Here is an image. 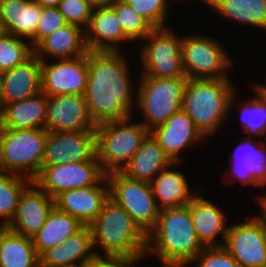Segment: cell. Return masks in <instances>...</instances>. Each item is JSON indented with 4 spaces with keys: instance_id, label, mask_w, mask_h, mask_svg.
<instances>
[{
    "instance_id": "cell-1",
    "label": "cell",
    "mask_w": 266,
    "mask_h": 267,
    "mask_svg": "<svg viewBox=\"0 0 266 267\" xmlns=\"http://www.w3.org/2000/svg\"><path fill=\"white\" fill-rule=\"evenodd\" d=\"M123 55L121 51H88V81L84 96L96 125L133 117L137 96L132 92L134 85L129 72L132 69Z\"/></svg>"
},
{
    "instance_id": "cell-2",
    "label": "cell",
    "mask_w": 266,
    "mask_h": 267,
    "mask_svg": "<svg viewBox=\"0 0 266 267\" xmlns=\"http://www.w3.org/2000/svg\"><path fill=\"white\" fill-rule=\"evenodd\" d=\"M204 248L188 204L162 209L147 234L146 255H156L162 267H186Z\"/></svg>"
},
{
    "instance_id": "cell-3",
    "label": "cell",
    "mask_w": 266,
    "mask_h": 267,
    "mask_svg": "<svg viewBox=\"0 0 266 267\" xmlns=\"http://www.w3.org/2000/svg\"><path fill=\"white\" fill-rule=\"evenodd\" d=\"M232 82L231 79H188L186 83L182 110L207 139L222 130L230 110L236 106L238 88Z\"/></svg>"
},
{
    "instance_id": "cell-4",
    "label": "cell",
    "mask_w": 266,
    "mask_h": 267,
    "mask_svg": "<svg viewBox=\"0 0 266 267\" xmlns=\"http://www.w3.org/2000/svg\"><path fill=\"white\" fill-rule=\"evenodd\" d=\"M89 226L96 254H99L95 249L99 245L103 254L146 255L147 234L110 197Z\"/></svg>"
},
{
    "instance_id": "cell-5",
    "label": "cell",
    "mask_w": 266,
    "mask_h": 267,
    "mask_svg": "<svg viewBox=\"0 0 266 267\" xmlns=\"http://www.w3.org/2000/svg\"><path fill=\"white\" fill-rule=\"evenodd\" d=\"M132 121L130 117L96 126L97 160L106 174L122 171L150 134L141 122Z\"/></svg>"
},
{
    "instance_id": "cell-6",
    "label": "cell",
    "mask_w": 266,
    "mask_h": 267,
    "mask_svg": "<svg viewBox=\"0 0 266 267\" xmlns=\"http://www.w3.org/2000/svg\"><path fill=\"white\" fill-rule=\"evenodd\" d=\"M140 83L134 86L136 106L142 111V124L149 130L162 125L182 109L187 78H157L141 75ZM146 119V120H145Z\"/></svg>"
},
{
    "instance_id": "cell-7",
    "label": "cell",
    "mask_w": 266,
    "mask_h": 267,
    "mask_svg": "<svg viewBox=\"0 0 266 267\" xmlns=\"http://www.w3.org/2000/svg\"><path fill=\"white\" fill-rule=\"evenodd\" d=\"M46 140V129H6L0 144V170L33 181L41 172Z\"/></svg>"
},
{
    "instance_id": "cell-8",
    "label": "cell",
    "mask_w": 266,
    "mask_h": 267,
    "mask_svg": "<svg viewBox=\"0 0 266 267\" xmlns=\"http://www.w3.org/2000/svg\"><path fill=\"white\" fill-rule=\"evenodd\" d=\"M224 47L212 36L183 35L181 54L187 79H230L233 60Z\"/></svg>"
},
{
    "instance_id": "cell-9",
    "label": "cell",
    "mask_w": 266,
    "mask_h": 267,
    "mask_svg": "<svg viewBox=\"0 0 266 267\" xmlns=\"http://www.w3.org/2000/svg\"><path fill=\"white\" fill-rule=\"evenodd\" d=\"M176 30L155 27L144 39L139 50L141 75L157 78H187L183 69L182 36ZM179 36V37H178Z\"/></svg>"
},
{
    "instance_id": "cell-10",
    "label": "cell",
    "mask_w": 266,
    "mask_h": 267,
    "mask_svg": "<svg viewBox=\"0 0 266 267\" xmlns=\"http://www.w3.org/2000/svg\"><path fill=\"white\" fill-rule=\"evenodd\" d=\"M109 197L124 208L146 233L156 225L161 209L150 183L131 179L121 171L106 175Z\"/></svg>"
},
{
    "instance_id": "cell-11",
    "label": "cell",
    "mask_w": 266,
    "mask_h": 267,
    "mask_svg": "<svg viewBox=\"0 0 266 267\" xmlns=\"http://www.w3.org/2000/svg\"><path fill=\"white\" fill-rule=\"evenodd\" d=\"M99 161H84L42 167L33 180L46 194L54 198L59 193L94 185H109Z\"/></svg>"
},
{
    "instance_id": "cell-12",
    "label": "cell",
    "mask_w": 266,
    "mask_h": 267,
    "mask_svg": "<svg viewBox=\"0 0 266 267\" xmlns=\"http://www.w3.org/2000/svg\"><path fill=\"white\" fill-rule=\"evenodd\" d=\"M240 267H266V221L259 214L229 226L223 245Z\"/></svg>"
},
{
    "instance_id": "cell-13",
    "label": "cell",
    "mask_w": 266,
    "mask_h": 267,
    "mask_svg": "<svg viewBox=\"0 0 266 267\" xmlns=\"http://www.w3.org/2000/svg\"><path fill=\"white\" fill-rule=\"evenodd\" d=\"M41 60V91L48 96L84 95L88 81V53L55 62Z\"/></svg>"
},
{
    "instance_id": "cell-14",
    "label": "cell",
    "mask_w": 266,
    "mask_h": 267,
    "mask_svg": "<svg viewBox=\"0 0 266 267\" xmlns=\"http://www.w3.org/2000/svg\"><path fill=\"white\" fill-rule=\"evenodd\" d=\"M98 161L95 131H47L42 167Z\"/></svg>"
},
{
    "instance_id": "cell-15",
    "label": "cell",
    "mask_w": 266,
    "mask_h": 267,
    "mask_svg": "<svg viewBox=\"0 0 266 267\" xmlns=\"http://www.w3.org/2000/svg\"><path fill=\"white\" fill-rule=\"evenodd\" d=\"M84 95L48 96L45 129L49 132L95 131Z\"/></svg>"
},
{
    "instance_id": "cell-16",
    "label": "cell",
    "mask_w": 266,
    "mask_h": 267,
    "mask_svg": "<svg viewBox=\"0 0 266 267\" xmlns=\"http://www.w3.org/2000/svg\"><path fill=\"white\" fill-rule=\"evenodd\" d=\"M54 207V198L32 181L21 193L16 214L7 228L20 235L32 237L43 226Z\"/></svg>"
},
{
    "instance_id": "cell-17",
    "label": "cell",
    "mask_w": 266,
    "mask_h": 267,
    "mask_svg": "<svg viewBox=\"0 0 266 267\" xmlns=\"http://www.w3.org/2000/svg\"><path fill=\"white\" fill-rule=\"evenodd\" d=\"M255 139L251 137H245L238 143V146L234 147L235 151L229 157V160L233 162L230 164V171L225 169V174L231 172V176L239 181L241 185L248 187L264 186L266 189V140L256 143ZM258 144V145H257Z\"/></svg>"
},
{
    "instance_id": "cell-18",
    "label": "cell",
    "mask_w": 266,
    "mask_h": 267,
    "mask_svg": "<svg viewBox=\"0 0 266 267\" xmlns=\"http://www.w3.org/2000/svg\"><path fill=\"white\" fill-rule=\"evenodd\" d=\"M164 153L172 162H181L180 152L191 144L198 145L206 140L195 127L192 119L181 109L171 115L164 124L150 131ZM198 142V143H197Z\"/></svg>"
},
{
    "instance_id": "cell-19",
    "label": "cell",
    "mask_w": 266,
    "mask_h": 267,
    "mask_svg": "<svg viewBox=\"0 0 266 267\" xmlns=\"http://www.w3.org/2000/svg\"><path fill=\"white\" fill-rule=\"evenodd\" d=\"M41 91V60L33 53L13 69L0 73V106Z\"/></svg>"
},
{
    "instance_id": "cell-20",
    "label": "cell",
    "mask_w": 266,
    "mask_h": 267,
    "mask_svg": "<svg viewBox=\"0 0 266 267\" xmlns=\"http://www.w3.org/2000/svg\"><path fill=\"white\" fill-rule=\"evenodd\" d=\"M85 41L88 51L120 52V45L132 40L124 33L114 9L105 5L94 7Z\"/></svg>"
},
{
    "instance_id": "cell-21",
    "label": "cell",
    "mask_w": 266,
    "mask_h": 267,
    "mask_svg": "<svg viewBox=\"0 0 266 267\" xmlns=\"http://www.w3.org/2000/svg\"><path fill=\"white\" fill-rule=\"evenodd\" d=\"M108 198L109 185H94L59 193L54 197V206L78 219L83 225L89 226Z\"/></svg>"
},
{
    "instance_id": "cell-22",
    "label": "cell",
    "mask_w": 266,
    "mask_h": 267,
    "mask_svg": "<svg viewBox=\"0 0 266 267\" xmlns=\"http://www.w3.org/2000/svg\"><path fill=\"white\" fill-rule=\"evenodd\" d=\"M192 214L196 234L205 247L223 246L228 233L229 225L225 213L212 203L211 199H205L199 192L188 203ZM226 222V223H225ZM222 236L221 241L217 237Z\"/></svg>"
},
{
    "instance_id": "cell-23",
    "label": "cell",
    "mask_w": 266,
    "mask_h": 267,
    "mask_svg": "<svg viewBox=\"0 0 266 267\" xmlns=\"http://www.w3.org/2000/svg\"><path fill=\"white\" fill-rule=\"evenodd\" d=\"M87 53L85 30L70 24L46 36L34 47V54L40 60H45V56L56 60L74 59Z\"/></svg>"
},
{
    "instance_id": "cell-24",
    "label": "cell",
    "mask_w": 266,
    "mask_h": 267,
    "mask_svg": "<svg viewBox=\"0 0 266 267\" xmlns=\"http://www.w3.org/2000/svg\"><path fill=\"white\" fill-rule=\"evenodd\" d=\"M42 7L33 0H0V17L6 33L29 40L34 48Z\"/></svg>"
},
{
    "instance_id": "cell-25",
    "label": "cell",
    "mask_w": 266,
    "mask_h": 267,
    "mask_svg": "<svg viewBox=\"0 0 266 267\" xmlns=\"http://www.w3.org/2000/svg\"><path fill=\"white\" fill-rule=\"evenodd\" d=\"M90 226H84L65 241L45 250L40 257V267H57L67 263L86 264L96 253L93 249Z\"/></svg>"
},
{
    "instance_id": "cell-26",
    "label": "cell",
    "mask_w": 266,
    "mask_h": 267,
    "mask_svg": "<svg viewBox=\"0 0 266 267\" xmlns=\"http://www.w3.org/2000/svg\"><path fill=\"white\" fill-rule=\"evenodd\" d=\"M176 165H180L179 162H172L150 183L157 205L161 210L186 205L197 193L190 191L187 177L182 171L174 169Z\"/></svg>"
},
{
    "instance_id": "cell-27",
    "label": "cell",
    "mask_w": 266,
    "mask_h": 267,
    "mask_svg": "<svg viewBox=\"0 0 266 267\" xmlns=\"http://www.w3.org/2000/svg\"><path fill=\"white\" fill-rule=\"evenodd\" d=\"M171 163L172 160L150 133L121 172L131 179L151 183L153 178Z\"/></svg>"
},
{
    "instance_id": "cell-28",
    "label": "cell",
    "mask_w": 266,
    "mask_h": 267,
    "mask_svg": "<svg viewBox=\"0 0 266 267\" xmlns=\"http://www.w3.org/2000/svg\"><path fill=\"white\" fill-rule=\"evenodd\" d=\"M48 95L43 91L21 101L5 104L7 129H45Z\"/></svg>"
},
{
    "instance_id": "cell-29",
    "label": "cell",
    "mask_w": 266,
    "mask_h": 267,
    "mask_svg": "<svg viewBox=\"0 0 266 267\" xmlns=\"http://www.w3.org/2000/svg\"><path fill=\"white\" fill-rule=\"evenodd\" d=\"M224 20L266 31V0H200Z\"/></svg>"
},
{
    "instance_id": "cell-30",
    "label": "cell",
    "mask_w": 266,
    "mask_h": 267,
    "mask_svg": "<svg viewBox=\"0 0 266 267\" xmlns=\"http://www.w3.org/2000/svg\"><path fill=\"white\" fill-rule=\"evenodd\" d=\"M84 226L78 219L54 207L40 230L31 237L35 250L40 256L45 250L62 243Z\"/></svg>"
},
{
    "instance_id": "cell-31",
    "label": "cell",
    "mask_w": 266,
    "mask_h": 267,
    "mask_svg": "<svg viewBox=\"0 0 266 267\" xmlns=\"http://www.w3.org/2000/svg\"><path fill=\"white\" fill-rule=\"evenodd\" d=\"M0 267H40L32 238L7 229L1 236Z\"/></svg>"
},
{
    "instance_id": "cell-32",
    "label": "cell",
    "mask_w": 266,
    "mask_h": 267,
    "mask_svg": "<svg viewBox=\"0 0 266 267\" xmlns=\"http://www.w3.org/2000/svg\"><path fill=\"white\" fill-rule=\"evenodd\" d=\"M251 85L255 96L240 103V123L246 137L259 136L263 141L266 140V90L258 83Z\"/></svg>"
},
{
    "instance_id": "cell-33",
    "label": "cell",
    "mask_w": 266,
    "mask_h": 267,
    "mask_svg": "<svg viewBox=\"0 0 266 267\" xmlns=\"http://www.w3.org/2000/svg\"><path fill=\"white\" fill-rule=\"evenodd\" d=\"M32 182L31 179L0 170V219L1 224L8 225L14 218L19 197Z\"/></svg>"
},
{
    "instance_id": "cell-34",
    "label": "cell",
    "mask_w": 266,
    "mask_h": 267,
    "mask_svg": "<svg viewBox=\"0 0 266 267\" xmlns=\"http://www.w3.org/2000/svg\"><path fill=\"white\" fill-rule=\"evenodd\" d=\"M110 6L114 9L124 33L133 41L144 39L155 27L123 0H116Z\"/></svg>"
},
{
    "instance_id": "cell-35",
    "label": "cell",
    "mask_w": 266,
    "mask_h": 267,
    "mask_svg": "<svg viewBox=\"0 0 266 267\" xmlns=\"http://www.w3.org/2000/svg\"><path fill=\"white\" fill-rule=\"evenodd\" d=\"M25 40L9 33L0 37V73L13 69L34 53L29 40Z\"/></svg>"
},
{
    "instance_id": "cell-36",
    "label": "cell",
    "mask_w": 266,
    "mask_h": 267,
    "mask_svg": "<svg viewBox=\"0 0 266 267\" xmlns=\"http://www.w3.org/2000/svg\"><path fill=\"white\" fill-rule=\"evenodd\" d=\"M154 27H165L169 13V0H123ZM173 2L178 0H172ZM185 1V0H180Z\"/></svg>"
},
{
    "instance_id": "cell-37",
    "label": "cell",
    "mask_w": 266,
    "mask_h": 267,
    "mask_svg": "<svg viewBox=\"0 0 266 267\" xmlns=\"http://www.w3.org/2000/svg\"><path fill=\"white\" fill-rule=\"evenodd\" d=\"M94 7L89 0H61L58 5L67 24L78 26L83 30H86L90 23Z\"/></svg>"
},
{
    "instance_id": "cell-38",
    "label": "cell",
    "mask_w": 266,
    "mask_h": 267,
    "mask_svg": "<svg viewBox=\"0 0 266 267\" xmlns=\"http://www.w3.org/2000/svg\"><path fill=\"white\" fill-rule=\"evenodd\" d=\"M194 267H240L236 259L224 246L205 247L188 264Z\"/></svg>"
},
{
    "instance_id": "cell-39",
    "label": "cell",
    "mask_w": 266,
    "mask_h": 267,
    "mask_svg": "<svg viewBox=\"0 0 266 267\" xmlns=\"http://www.w3.org/2000/svg\"><path fill=\"white\" fill-rule=\"evenodd\" d=\"M67 25L58 7H42L39 23L34 33V47L46 36Z\"/></svg>"
},
{
    "instance_id": "cell-40",
    "label": "cell",
    "mask_w": 266,
    "mask_h": 267,
    "mask_svg": "<svg viewBox=\"0 0 266 267\" xmlns=\"http://www.w3.org/2000/svg\"><path fill=\"white\" fill-rule=\"evenodd\" d=\"M102 255L95 254L85 264V267H139L136 264L146 256L148 257V255Z\"/></svg>"
},
{
    "instance_id": "cell-41",
    "label": "cell",
    "mask_w": 266,
    "mask_h": 267,
    "mask_svg": "<svg viewBox=\"0 0 266 267\" xmlns=\"http://www.w3.org/2000/svg\"><path fill=\"white\" fill-rule=\"evenodd\" d=\"M258 202V205L260 207V215L265 219L266 221V194H262L255 198Z\"/></svg>"
},
{
    "instance_id": "cell-42",
    "label": "cell",
    "mask_w": 266,
    "mask_h": 267,
    "mask_svg": "<svg viewBox=\"0 0 266 267\" xmlns=\"http://www.w3.org/2000/svg\"><path fill=\"white\" fill-rule=\"evenodd\" d=\"M6 121H5V113L3 108L0 106V144L1 141L3 140V137L6 132Z\"/></svg>"
},
{
    "instance_id": "cell-43",
    "label": "cell",
    "mask_w": 266,
    "mask_h": 267,
    "mask_svg": "<svg viewBox=\"0 0 266 267\" xmlns=\"http://www.w3.org/2000/svg\"><path fill=\"white\" fill-rule=\"evenodd\" d=\"M41 7H58L61 0H33Z\"/></svg>"
},
{
    "instance_id": "cell-44",
    "label": "cell",
    "mask_w": 266,
    "mask_h": 267,
    "mask_svg": "<svg viewBox=\"0 0 266 267\" xmlns=\"http://www.w3.org/2000/svg\"><path fill=\"white\" fill-rule=\"evenodd\" d=\"M94 6H105L113 4L116 0H89Z\"/></svg>"
},
{
    "instance_id": "cell-45",
    "label": "cell",
    "mask_w": 266,
    "mask_h": 267,
    "mask_svg": "<svg viewBox=\"0 0 266 267\" xmlns=\"http://www.w3.org/2000/svg\"><path fill=\"white\" fill-rule=\"evenodd\" d=\"M57 267H85V264L81 263H67V264H62Z\"/></svg>"
},
{
    "instance_id": "cell-46",
    "label": "cell",
    "mask_w": 266,
    "mask_h": 267,
    "mask_svg": "<svg viewBox=\"0 0 266 267\" xmlns=\"http://www.w3.org/2000/svg\"><path fill=\"white\" fill-rule=\"evenodd\" d=\"M5 34H6V30H5L3 21L1 20V17H0V37H2Z\"/></svg>"
},
{
    "instance_id": "cell-47",
    "label": "cell",
    "mask_w": 266,
    "mask_h": 267,
    "mask_svg": "<svg viewBox=\"0 0 266 267\" xmlns=\"http://www.w3.org/2000/svg\"><path fill=\"white\" fill-rule=\"evenodd\" d=\"M7 225L0 224V243H1V236L7 230Z\"/></svg>"
},
{
    "instance_id": "cell-48",
    "label": "cell",
    "mask_w": 266,
    "mask_h": 267,
    "mask_svg": "<svg viewBox=\"0 0 266 267\" xmlns=\"http://www.w3.org/2000/svg\"><path fill=\"white\" fill-rule=\"evenodd\" d=\"M259 84L266 90V85H265L266 83H264V84L259 83Z\"/></svg>"
}]
</instances>
